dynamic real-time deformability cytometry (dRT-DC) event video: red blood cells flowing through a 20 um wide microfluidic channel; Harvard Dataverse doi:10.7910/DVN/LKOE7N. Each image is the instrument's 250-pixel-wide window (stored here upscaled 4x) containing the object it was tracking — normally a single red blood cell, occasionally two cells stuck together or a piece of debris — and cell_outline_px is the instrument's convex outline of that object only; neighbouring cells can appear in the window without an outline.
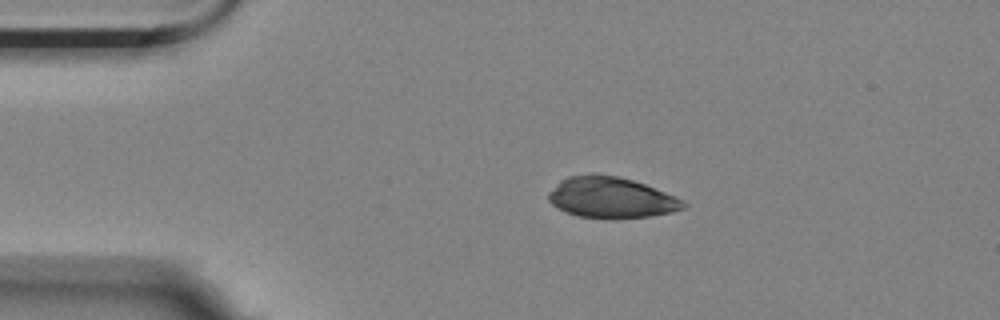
{"species": "Egyptian fruit bat (a non-hibernating species)", "species_latin": "Rousettus aegyptiacus", "temperature_condition": "room temperature", "stored_images_in_passage": 3, "camera_frame_rate_fps": 3000, "um_per_image_px": 0.085, "animal": {"sex": "female"}, "frame": {"image": 1, "passage_image": 1, "time_ms": 0.0, "image_size_px": [1000, 320], "cell_outline_px": [[688, 208], [672, 212], [652, 216], [580, 216], [564, 212], [556, 208], [548, 200], [548, 192], [560, 180], [568, 176], [592, 172], [620, 176], [644, 184], [684, 200], [688, 204]], "centroid_in_image_um": [51.93, 16.74], "position_along_channel_um": 33.1, "area_um2": 31.91}}